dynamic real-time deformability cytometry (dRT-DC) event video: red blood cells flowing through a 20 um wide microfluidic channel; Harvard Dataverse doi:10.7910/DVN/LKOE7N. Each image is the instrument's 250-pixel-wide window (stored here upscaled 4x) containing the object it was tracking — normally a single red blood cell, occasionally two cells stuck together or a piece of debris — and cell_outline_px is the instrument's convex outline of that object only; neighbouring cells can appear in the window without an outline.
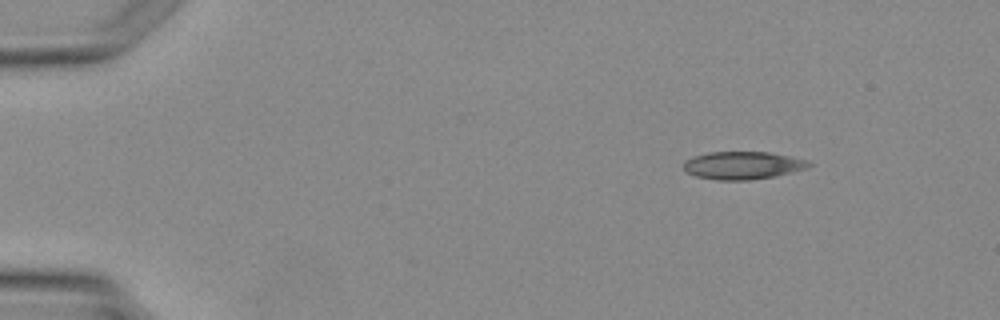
{"species": "Egyptian fruit bat (a non-hibernating species)", "species_latin": "Rousettus aegyptiacus", "temperature_condition": "warm", "stored_images_in_passage": 5, "camera_frame_rate_fps": 3000, "um_per_image_px": 0.085, "animal": {"sex": "female"}, "frame": {"image": 1, "passage_image": 2, "time_ms": 1.0, "image_size_px": [1000, 320], "cell_outline_px": [[812, 164], [804, 168], [776, 176], [748, 180], [716, 180], [696, 176], [684, 172], [684, 160], [692, 156], [708, 152], [768, 152], [808, 160]], "centroid_in_image_um": [63.06, 14.05], "position_along_channel_um": 21.9, "area_um2": 20.23}}
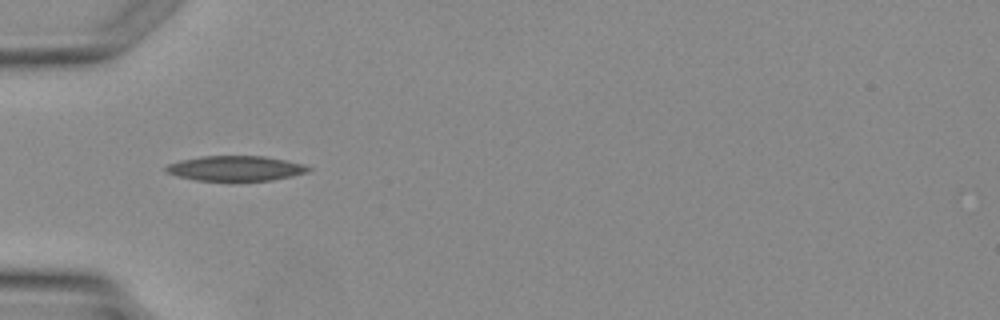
{"frame": {"image": 2, "passage_image": 4, "time_ms": 3.667, "image_size_px": [1000, 320], "cell_outline_px": [[312, 168], [308, 172], [292, 176], [272, 180], [196, 180], [176, 176], [168, 172], [164, 168], [168, 164], [180, 160], [204, 156], [264, 156], [304, 164]], "centroid_in_image_um": [20.03, 14.3], "position_along_channel_um": 65.0, "area_um2": 20.58}}
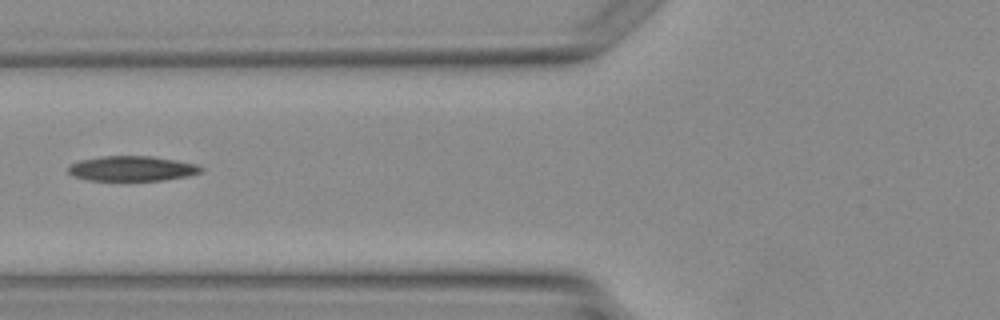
{"frame": {"image": 3, "passage_image": 5, "time_ms": 4.667, "image_size_px": [1000, 320], "cell_outline_px": [[204, 168], [200, 172], [188, 176], [160, 180], [88, 180], [72, 176], [68, 172], [68, 164], [80, 160], [100, 156], [152, 156], [176, 160], [196, 164]], "centroid_in_image_um": [11.18, 14.32], "position_along_channel_um": 114.6, "area_um2": 19.36}}